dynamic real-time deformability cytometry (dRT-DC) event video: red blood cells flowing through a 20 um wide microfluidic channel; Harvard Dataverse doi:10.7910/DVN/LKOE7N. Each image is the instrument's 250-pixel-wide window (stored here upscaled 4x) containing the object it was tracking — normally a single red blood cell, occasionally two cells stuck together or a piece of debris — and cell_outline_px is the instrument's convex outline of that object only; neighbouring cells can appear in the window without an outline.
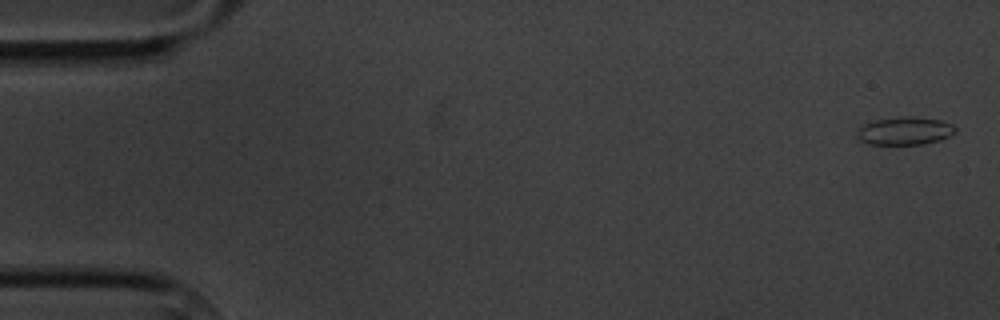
{"species": "common noctule bat (a hibernating species)", "species_latin": "Nyctalus noctula", "temperature_condition": "cold", "stored_images_in_passage": 3, "camera_frame_rate_fps": 3000, "um_per_image_px": 0.085, "animal": {"sex": "male", "body_mass_g": 20.1, "forearm_length_mm": 53.5}, "frame": {"image": 1, "passage_image": 1, "time_ms": 0.0, "image_size_px": [1000, 320], "cell_outline_px": [[956, 132], [940, 140], [924, 144], [868, 144], [860, 140], [856, 136], [856, 132], [864, 124], [872, 120], [908, 116], [940, 120], [952, 124], [956, 128]], "centroid_in_image_um": [76.89, 11.13], "position_along_channel_um": 8.1, "area_um2": 15.95}}